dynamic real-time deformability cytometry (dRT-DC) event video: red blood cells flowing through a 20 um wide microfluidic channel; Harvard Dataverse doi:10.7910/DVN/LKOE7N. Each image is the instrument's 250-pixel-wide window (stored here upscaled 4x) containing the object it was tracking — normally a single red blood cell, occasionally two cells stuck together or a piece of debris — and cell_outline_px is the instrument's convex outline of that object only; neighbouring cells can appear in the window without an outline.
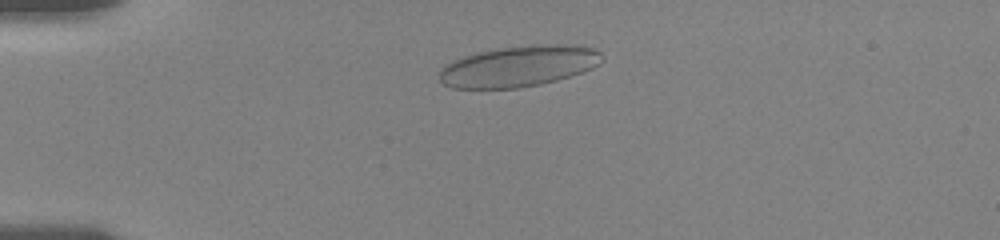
{"species": "human", "species_latin": "Homo sapiens", "temperature_condition": "room temperature", "stored_images_in_passage": 51, "camera_frame_rate_fps": 3000, "um_per_image_px": 0.085, "donor": {"sex": "female"}, "frame": {"image": 1, "passage_image": 9, "time_ms": 2.667, "image_size_px": [1000, 240], "cell_outline_px": [[604, 60], [600, 64], [592, 68], [556, 80], [540, 84], [516, 88], [452, 88], [444, 84], [440, 80], [440, 68], [444, 64], [464, 56], [480, 52], [500, 48], [540, 44], [576, 44], [596, 48], [604, 56]], "centroid_in_image_um": [44.14, 5.61], "position_along_channel_um": 40.9, "area_um2": 38.84}}
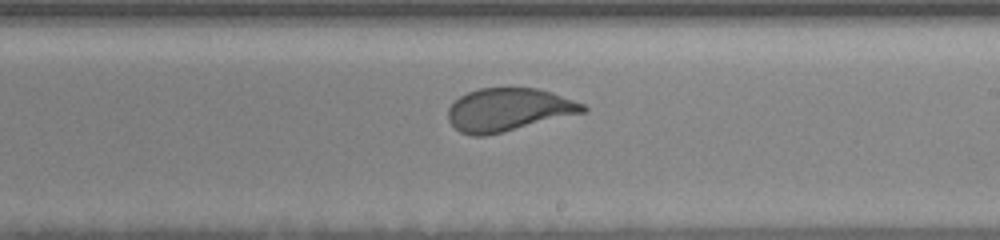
{"frame": {"image": 2, "passage_image": 29, "time_ms": 9.333, "image_size_px": [1000, 240], "cell_outline_px": [[588, 108], [584, 112], [484, 136], [472, 136], [460, 132], [448, 120], [448, 108], [460, 96], [468, 92], [480, 88], [536, 88], [584, 104]], "centroid_in_image_um": [43.16, 9.32], "position_along_channel_um": 245.8, "area_um2": 33.06}}
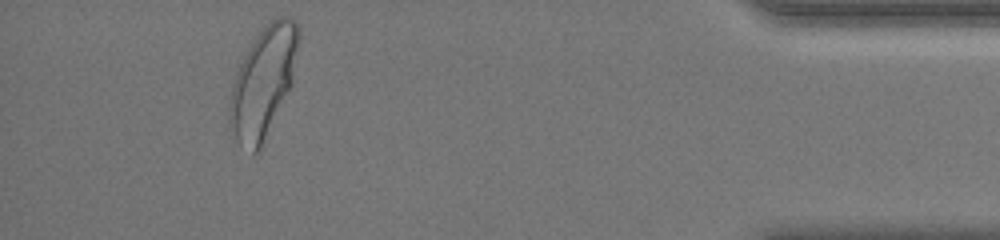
{"frame": {"image": 3, "passage_image": 47, "time_ms": 15.333, "image_size_px": [1000, 240], "cell_outline_px": [[300, 40], [292, 84], [260, 152], [252, 156], [236, 140], [228, 128], [228, 108], [232, 88], [236, 72], [252, 40], [272, 20], [280, 16], [288, 16], [300, 28]], "centroid_in_image_um": [22.37, 7.05], "position_along_channel_um": 412.8, "area_um2": 44.8}, "authors_computed_cell_mechanics": {"area_um2": 37.7434, "velocity_mm_per_s": 3.6112, "shape_relaxation_time_tau1_ms": 2.8511, "shape_relaxation_time_tau2_ms": null, "deformation_change_tau1": 0.1246, "deformation_change_tau2": null}}